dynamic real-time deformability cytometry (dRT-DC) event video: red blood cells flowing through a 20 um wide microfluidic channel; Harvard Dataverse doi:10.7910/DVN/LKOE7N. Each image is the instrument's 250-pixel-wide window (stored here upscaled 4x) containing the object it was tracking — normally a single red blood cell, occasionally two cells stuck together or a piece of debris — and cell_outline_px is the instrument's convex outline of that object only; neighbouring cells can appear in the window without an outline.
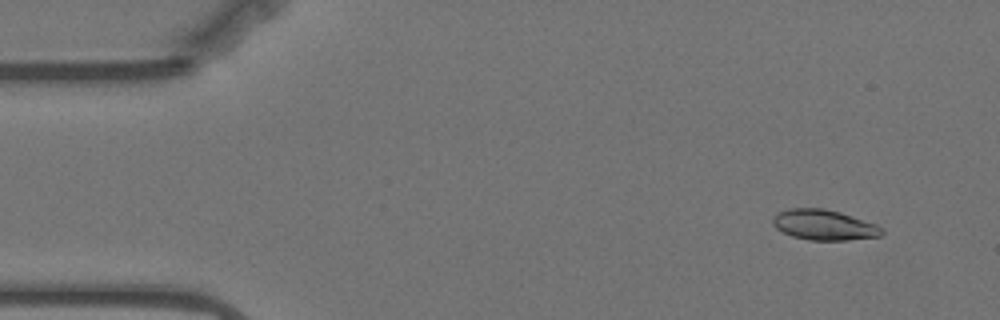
{"species": "Egyptian fruit bat (a non-hibernating species)", "species_latin": "Rousettus aegyptiacus", "temperature_condition": "warm", "stored_images_in_passage": 54, "camera_frame_rate_fps": 3000, "um_per_image_px": 0.085, "animal": {"sex": "female"}, "frame": {"image": 1, "passage_image": 2, "time_ms": 0.333, "image_size_px": [1000, 320], "cell_outline_px": [[884, 232], [880, 236], [848, 240], [808, 240], [792, 236], [776, 228], [772, 224], [772, 216], [788, 208], [824, 208], [840, 212], [876, 224], [884, 228]], "centroid_in_image_um": [70.04, 19.11], "position_along_channel_um": 15.0, "area_um2": 19.36}}
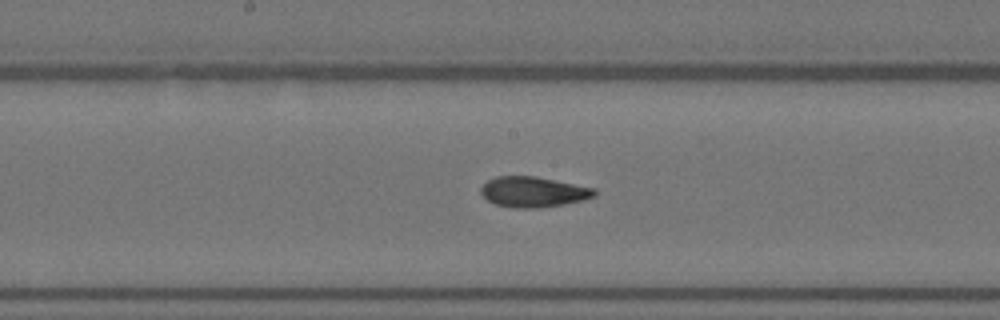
{"frame": {"image": 2, "passage_image": 26, "time_ms": 8.333, "image_size_px": [1000, 320], "cell_outline_px": [[596, 196], [584, 200], [564, 204], [540, 208], [512, 208], [496, 204], [488, 200], [480, 192], [480, 188], [488, 180], [496, 176], [536, 176], [596, 188]], "centroid_in_image_um": [45.35, 16.31], "position_along_channel_um": 202.8, "area_um2": 20.29}}
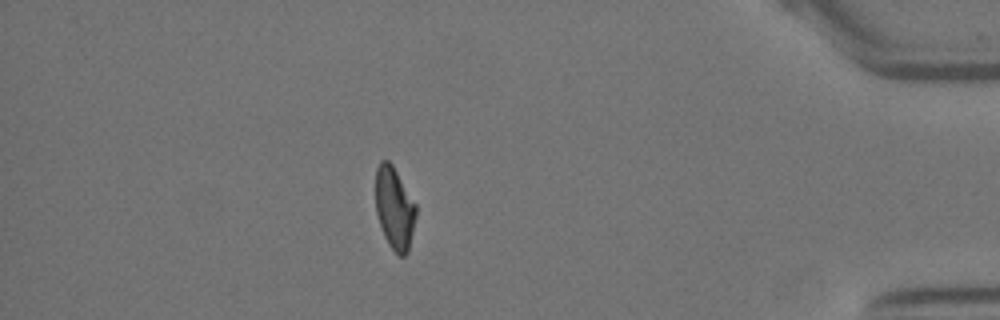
{"frame": {"image": 3, "passage_image": 47, "time_ms": 15.333, "image_size_px": [1000, 320], "cell_outline_px": [[416, 216], [408, 252], [404, 256], [400, 256], [388, 244], [384, 236], [376, 212], [376, 168], [380, 160], [388, 160], [392, 164], [416, 204]], "centroid_in_image_um": [33.53, 17.68], "position_along_channel_um": 401.7, "area_um2": 19.25}, "authors_computed_cell_mechanics": {"area_um2": 20.1722, "velocity_mm_per_s": 3.5259, "shape_relaxation_time_tau1_ms": 5.2019, "shape_relaxation_time_tau2_ms": 2.4353, "deformation_change_tau1": 0.1578, "deformation_change_tau2": 0.0742}}